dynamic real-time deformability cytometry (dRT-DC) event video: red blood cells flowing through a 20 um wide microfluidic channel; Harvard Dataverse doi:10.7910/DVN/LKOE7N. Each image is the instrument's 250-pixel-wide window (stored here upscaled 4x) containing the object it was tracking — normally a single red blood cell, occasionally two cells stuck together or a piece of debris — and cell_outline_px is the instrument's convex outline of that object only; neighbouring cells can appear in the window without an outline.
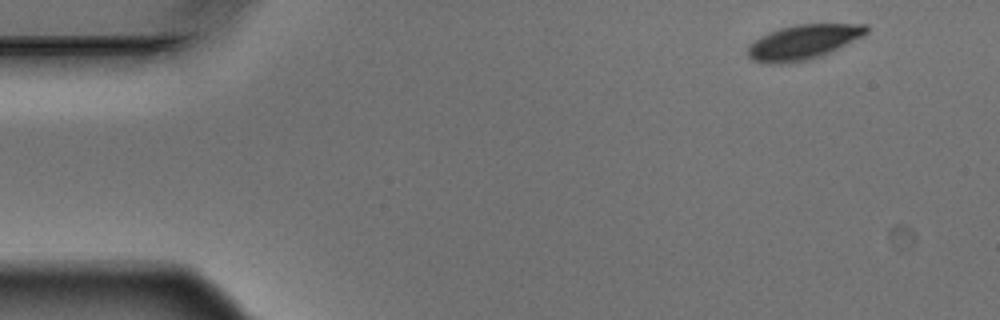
{"species": "Egyptian fruit bat (a non-hibernating species)", "species_latin": "Rousettus aegyptiacus", "temperature_condition": "warm", "stored_images_in_passage": 4, "camera_frame_rate_fps": 3000, "um_per_image_px": 0.085, "animal": {"sex": "male"}, "frame": {"image": 1, "passage_image": 1, "time_ms": 0.0, "image_size_px": [1000, 320], "cell_outline_px": [[868, 32], [864, 36], [820, 56], [804, 60], [780, 64], [768, 64], [752, 60], [748, 56], [748, 48], [760, 36], [780, 28], [796, 24], [868, 24]], "centroid_in_image_um": [68.29, 3.57], "position_along_channel_um": 16.7, "area_um2": 23.7}}
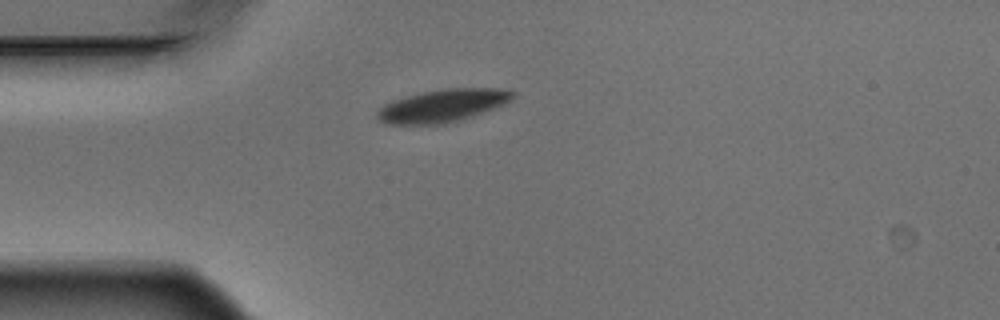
{"frame": {"image": 2, "passage_image": 4, "time_ms": 1.0, "image_size_px": [1000, 320], "cell_outline_px": [[516, 96], [512, 100], [504, 104], [472, 116], [460, 120], [444, 124], [388, 124], [380, 120], [376, 116], [376, 112], [384, 104], [392, 100], [424, 92], [448, 88], [500, 88], [516, 92]], "centroid_in_image_um": [37.65, 8.98], "position_along_channel_um": 47.3, "area_um2": 25.72}}